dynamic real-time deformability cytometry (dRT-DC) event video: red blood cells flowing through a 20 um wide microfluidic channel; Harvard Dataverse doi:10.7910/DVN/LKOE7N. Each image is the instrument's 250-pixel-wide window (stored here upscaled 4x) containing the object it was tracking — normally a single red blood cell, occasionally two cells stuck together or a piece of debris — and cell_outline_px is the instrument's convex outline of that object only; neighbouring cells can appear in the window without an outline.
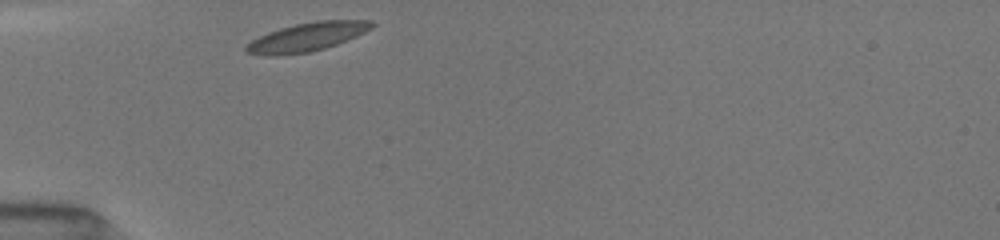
{"species": "common noctule bat (a hibernating species)", "species_latin": "Nyctalus noctula", "temperature_condition": "room temperature", "stored_images_in_passage": 28, "camera_frame_rate_fps": 3000, "um_per_image_px": 0.085, "animal": {"sex": "female", "body_mass_g": 19.5, "forearm_length_mm": 54.1}, "frame": {"image": 1, "passage_image": 1, "time_ms": 0.0, "image_size_px": [1000, 240], "cell_outline_px": [[376, 24], [372, 28], [356, 36], [336, 44], [324, 48], [308, 52], [280, 56], [268, 56], [244, 52], [244, 44], [268, 32], [280, 28], [296, 24], [316, 20], [368, 20]], "centroid_in_image_um": [26.05, 3.15], "position_along_channel_um": 59.0, "area_um2": 20.98}}
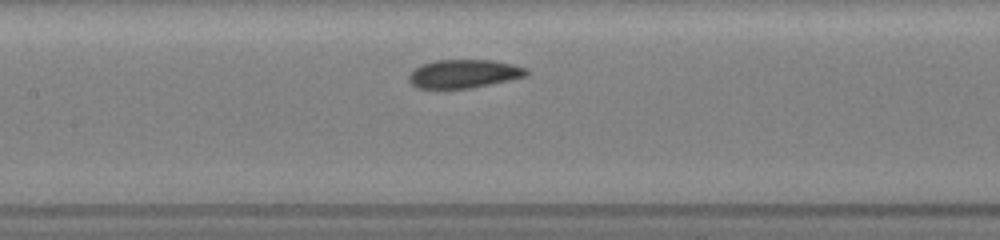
{"frame": {"image": 2, "passage_image": 10, "time_ms": 3.0, "image_size_px": [1000, 240], "cell_outline_px": [[528, 72], [524, 76], [508, 80], [472, 88], [444, 92], [416, 88], [408, 80], [408, 76], [416, 68], [424, 64], [436, 60], [492, 60], [512, 64], [528, 68]], "centroid_in_image_um": [39.36, 6.32], "position_along_channel_um": 168.0, "area_um2": 20.06}}
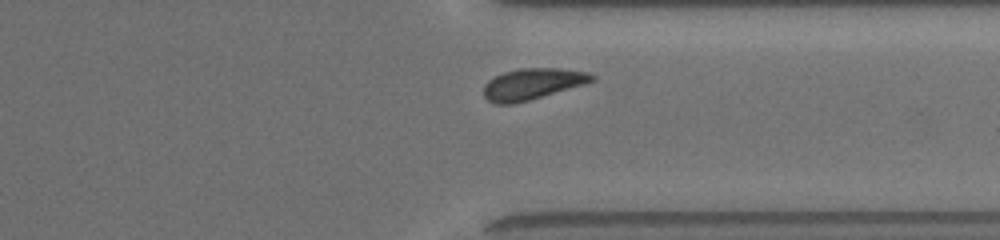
{"frame": {"image": 3, "passage_image": 25, "time_ms": 8.0, "image_size_px": [1000, 240], "cell_outline_px": [[596, 80], [584, 84], [528, 100], [512, 104], [492, 104], [484, 96], [484, 84], [488, 80], [504, 72], [520, 68], [560, 68], [588, 72], [596, 76]], "centroid_in_image_um": [45.25, 7.13], "position_along_channel_um": 366.2, "area_um2": 19.59}, "authors_computed_cell_mechanics": {"area_um2": 19.941, "velocity_mm_per_s": 3.9612, "shape_relaxation_time_tau1_ms": 1.7825, "shape_relaxation_time_tau2_ms": null, "deformation_change_tau1": 0.0697, "deformation_change_tau2": null}}